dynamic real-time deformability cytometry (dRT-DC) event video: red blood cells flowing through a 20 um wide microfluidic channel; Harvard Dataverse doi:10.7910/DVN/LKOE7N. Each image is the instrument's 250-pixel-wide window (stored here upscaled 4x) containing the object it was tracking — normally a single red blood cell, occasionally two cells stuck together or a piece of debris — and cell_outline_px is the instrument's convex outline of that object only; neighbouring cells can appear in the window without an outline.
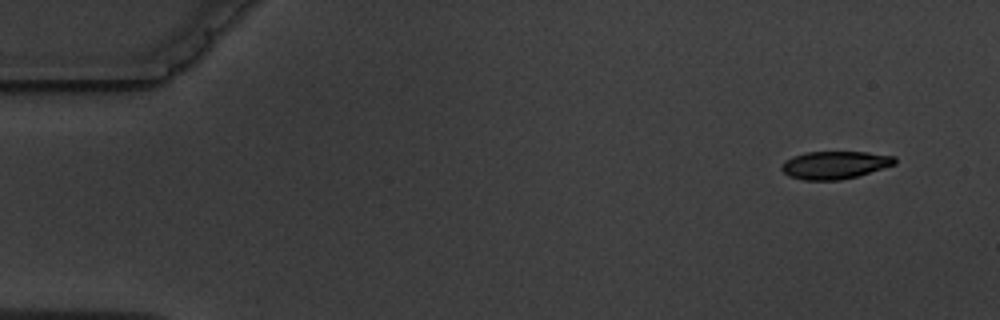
{"species": "common noctule bat (a hibernating species)", "species_latin": "Nyctalus noctula", "temperature_condition": "warm", "stored_images_in_passage": 5, "camera_frame_rate_fps": 3000, "um_per_image_px": 0.085, "animal": {"sex": "male", "body_mass_g": 19.5, "forearm_length_mm": 54.6}, "frame": {"image": 1, "passage_image": 1, "time_ms": 0.0, "image_size_px": [1000, 320], "cell_outline_px": [[896, 164], [856, 176], [840, 180], [804, 180], [788, 176], [780, 168], [784, 160], [792, 156], [804, 152], [868, 152], [896, 156]], "centroid_in_image_um": [70.93, 14.01], "position_along_channel_um": 14.1, "area_um2": 18.38}}
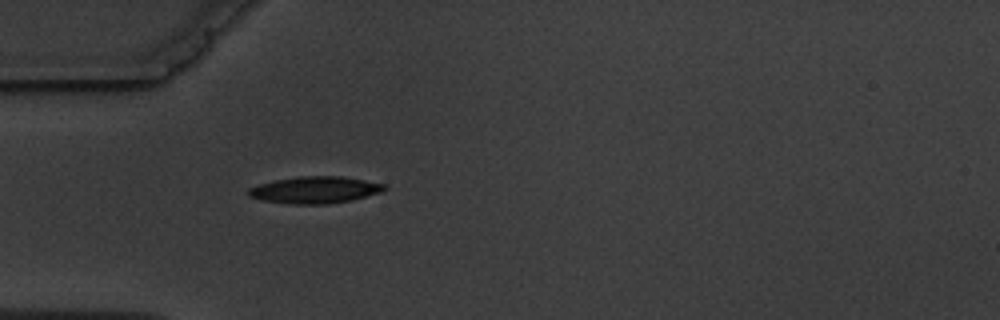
{"frame": {"image": 2, "passage_image": 5, "time_ms": 4.333, "image_size_px": [1000, 320], "cell_outline_px": [[388, 188], [380, 192], [352, 200], [324, 204], [292, 204], [260, 200], [248, 196], [244, 192], [248, 188], [260, 184], [276, 180], [296, 176], [340, 176], [364, 180], [384, 184]], "centroid_in_image_um": [26.72, 16.14], "position_along_channel_um": 58.3, "area_um2": 21.27}}